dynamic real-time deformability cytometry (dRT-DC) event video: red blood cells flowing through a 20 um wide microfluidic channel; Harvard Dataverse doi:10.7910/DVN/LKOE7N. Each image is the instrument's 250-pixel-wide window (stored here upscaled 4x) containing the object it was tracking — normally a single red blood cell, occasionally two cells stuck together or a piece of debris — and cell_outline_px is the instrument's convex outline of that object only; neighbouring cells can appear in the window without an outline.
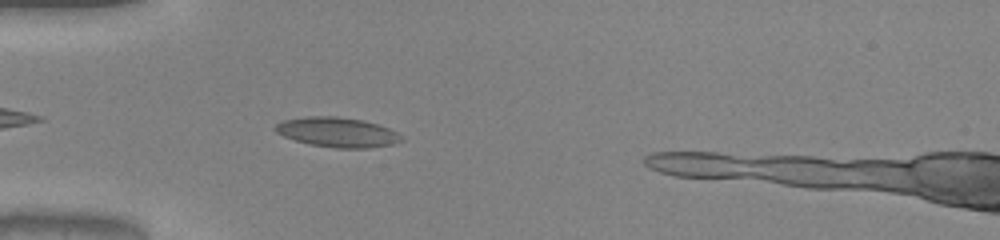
{"species": "common noctule bat (a hibernating species)", "species_latin": "Nyctalus noctula", "temperature_condition": "warm", "stored_images_in_passage": 23, "camera_frame_rate_fps": 3000, "um_per_image_px": 0.085, "animal": {"sex": "male", "body_mass_g": 20.0, "forearm_length_mm": 53.3}, "frame": {"image": 1, "passage_image": 4, "time_ms": 1.0, "image_size_px": [1000, 240], "cell_outline_px": [[404, 140], [392, 144], [368, 148], [336, 148], [312, 144], [296, 140], [284, 136], [276, 132], [276, 124], [284, 120], [308, 116], [336, 116], [360, 120], [376, 124], [388, 128], [396, 132]], "centroid_in_image_um": [28.68, 11.24], "position_along_channel_um": 56.3, "area_um2": 21.44}}
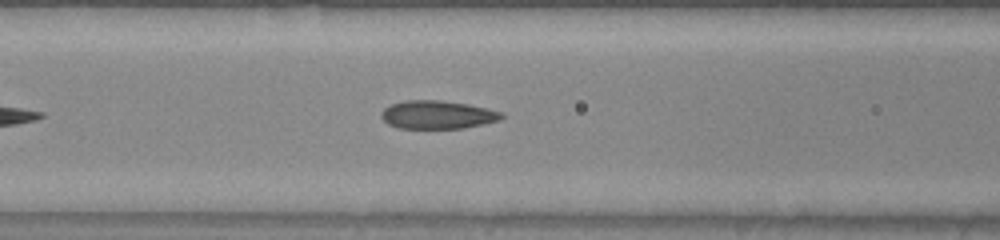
{"frame": {"image": 2, "passage_image": 10, "time_ms": 3.0, "image_size_px": [1000, 240], "cell_outline_px": [[504, 116], [500, 120], [484, 124], [464, 128], [396, 128], [388, 124], [380, 116], [380, 112], [384, 108], [392, 104], [404, 100], [440, 100], [468, 104], [488, 108], [500, 112]], "centroid_in_image_um": [37.17, 9.75], "position_along_channel_um": 129.4, "area_um2": 19.88}}
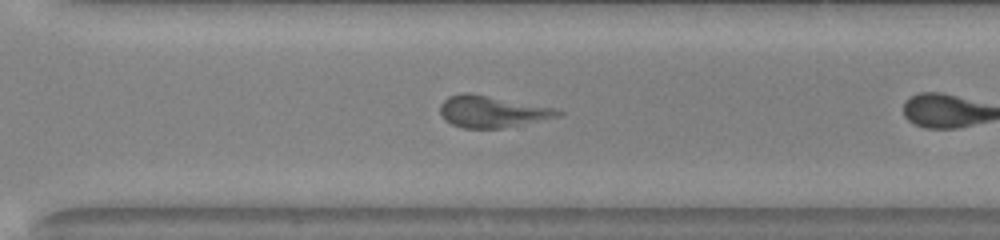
{"frame": {"image": 3, "passage_image": 22, "time_ms": 7.0, "image_size_px": [1000, 240], "cell_outline_px": [[564, 112], [560, 116], [500, 128], [464, 128], [452, 124], [444, 120], [440, 112], [440, 104], [448, 96], [464, 92], [468, 92], [556, 108]], "centroid_in_image_um": [41.79, 9.47], "position_along_channel_um": 328.8, "area_um2": 21.56}}